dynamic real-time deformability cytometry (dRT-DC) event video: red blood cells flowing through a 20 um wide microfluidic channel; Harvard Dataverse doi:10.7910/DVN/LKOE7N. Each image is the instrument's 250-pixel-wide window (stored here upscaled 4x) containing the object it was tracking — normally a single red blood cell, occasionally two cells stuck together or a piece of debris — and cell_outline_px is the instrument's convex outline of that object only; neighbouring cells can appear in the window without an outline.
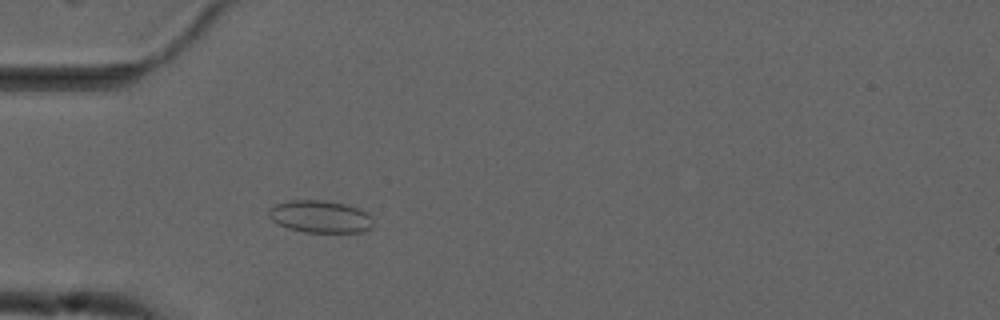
{"species": "common noctule bat (a hibernating species)", "species_latin": "Nyctalus noctula", "temperature_condition": "cold", "stored_images_in_passage": 52, "camera_frame_rate_fps": 3000, "um_per_image_px": 0.085, "animal": {"sex": "male", "forearm_length_mm": 52.5}, "frame": {"image": 1, "passage_image": 14, "time_ms": 4.333, "image_size_px": [1000, 320], "cell_outline_px": [[372, 228], [364, 232], [304, 232], [288, 228], [272, 220], [268, 216], [268, 208], [276, 204], [288, 200], [324, 200], [348, 204], [364, 212], [372, 220]], "centroid_in_image_um": [27.18, 18.41], "position_along_channel_um": 57.8, "area_um2": 19.65}}
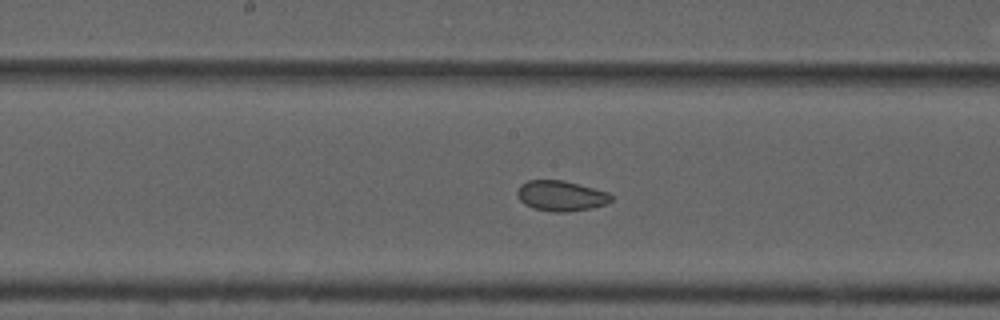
{"frame": {"image": 2, "passage_image": 26, "time_ms": 8.333, "image_size_px": [1000, 320], "cell_outline_px": [[612, 200], [608, 204], [568, 212], [552, 212], [532, 208], [524, 204], [520, 200], [516, 192], [520, 184], [528, 180], [564, 180], [608, 192], [612, 196]], "centroid_in_image_um": [47.66, 16.64], "position_along_channel_um": 200.5, "area_um2": 16.7}}
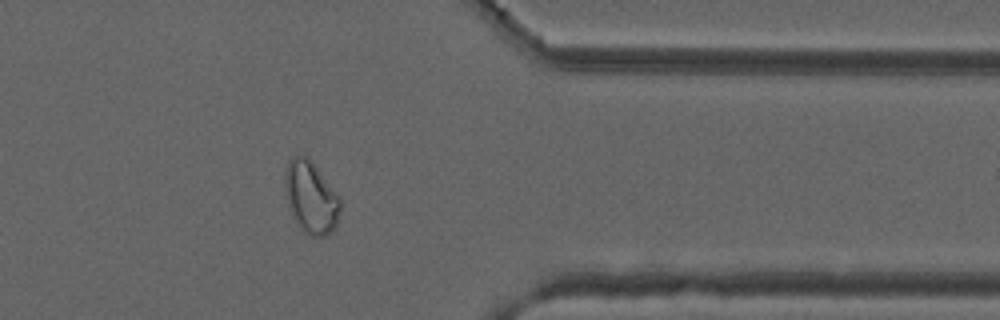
{"frame": {"image": 3, "passage_image": 42, "time_ms": 13.667, "image_size_px": [1000, 320], "cell_outline_px": [[340, 212], [336, 224], [324, 236], [308, 236], [296, 224], [288, 208], [284, 192], [284, 172], [288, 160], [292, 156], [308, 156], [312, 160], [340, 196]], "centroid_in_image_um": [26.39, 16.74], "position_along_channel_um": 385.0, "area_um2": 23.76}, "authors_computed_cell_mechanics": {"area_um2": 19.7387, "velocity_mm_per_s": 3.6993, "shape_relaxation_time_tau1_ms": null, "shape_relaxation_time_tau2_ms": 1.7801, "deformation_change_tau1": null, "deformation_change_tau2": 0.0647}}